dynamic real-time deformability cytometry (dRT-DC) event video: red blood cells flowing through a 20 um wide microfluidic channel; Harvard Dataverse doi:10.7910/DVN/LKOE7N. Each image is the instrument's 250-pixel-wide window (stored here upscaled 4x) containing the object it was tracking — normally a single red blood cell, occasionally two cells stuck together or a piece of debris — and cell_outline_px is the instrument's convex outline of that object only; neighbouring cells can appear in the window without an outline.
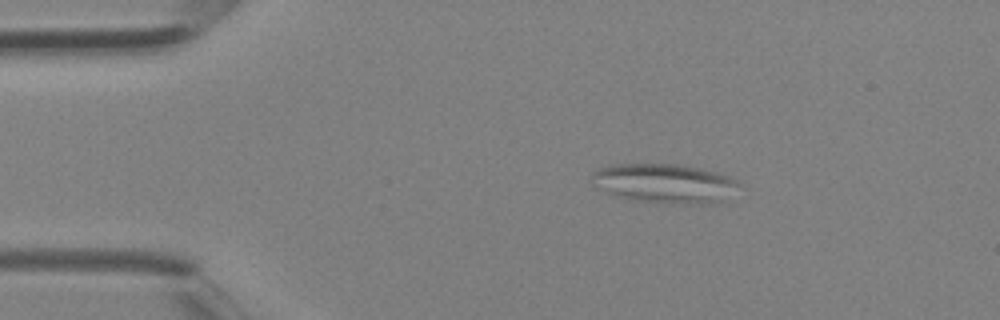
{"species": "Egyptian fruit bat (a non-hibernating species)", "species_latin": "Rousettus aegyptiacus", "temperature_condition": "room temperature", "stored_images_in_passage": 2, "camera_frame_rate_fps": 3000, "um_per_image_px": 0.085, "animal": {"sex": "female"}, "frame": {"image": 1, "passage_image": 1, "time_ms": 0.0, "image_size_px": [1000, 320], "cell_outline_px": [[744, 184], [724, 200], [712, 204], [700, 204], [628, 200], [596, 188], [592, 184], [592, 172], [596, 168], [612, 164], [680, 164], [700, 168], [716, 172], [740, 180]], "centroid_in_image_um": [56.51, 15.58], "position_along_channel_um": 28.5, "area_um2": 34.16}}